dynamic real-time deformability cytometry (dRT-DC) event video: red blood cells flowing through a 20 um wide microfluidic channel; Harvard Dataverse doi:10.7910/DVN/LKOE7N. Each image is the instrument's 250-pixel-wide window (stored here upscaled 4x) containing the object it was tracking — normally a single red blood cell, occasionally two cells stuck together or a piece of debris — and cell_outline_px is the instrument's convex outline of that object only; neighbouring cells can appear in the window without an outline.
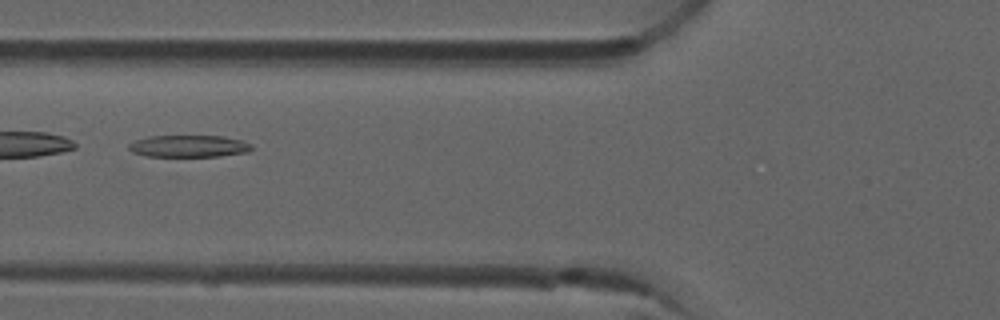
{"species": "common noctule bat (a hibernating species)", "species_latin": "Nyctalus noctula", "temperature_condition": "room temperature", "stored_images_in_passage": 3, "camera_frame_rate_fps": 3000, "um_per_image_px": 0.085, "animal": {"sex": "male", "forearm_length_mm": 52.5}, "frame": {"image": 1, "passage_image": 3, "time_ms": 0.667, "image_size_px": [1000, 320], "cell_outline_px": [[252, 148], [248, 152], [220, 156], [148, 156], [132, 152], [128, 148], [128, 144], [136, 140], [148, 136], [224, 136], [240, 140], [252, 144]], "centroid_in_image_um": [16.05, 12.42], "position_along_channel_um": 109.7, "area_um2": 15.66}}